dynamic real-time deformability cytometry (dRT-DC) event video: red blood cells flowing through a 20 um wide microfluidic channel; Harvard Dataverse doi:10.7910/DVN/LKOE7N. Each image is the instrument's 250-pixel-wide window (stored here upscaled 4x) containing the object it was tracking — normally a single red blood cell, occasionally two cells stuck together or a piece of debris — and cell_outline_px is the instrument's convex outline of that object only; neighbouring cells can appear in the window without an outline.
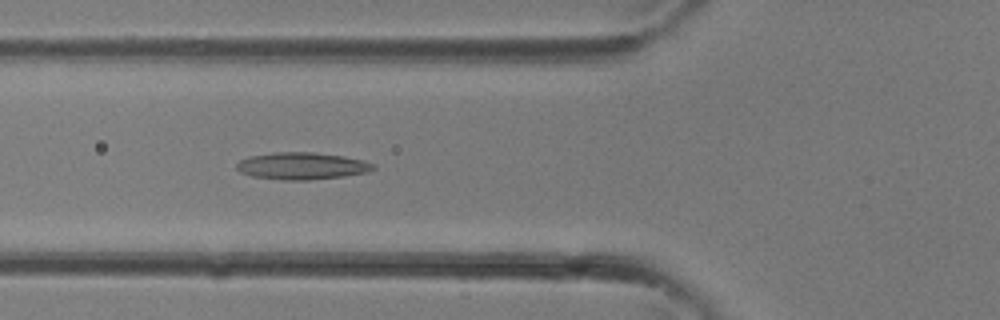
{"species": "common noctule bat (a hibernating species)", "species_latin": "Nyctalus noctula", "temperature_condition": "room temperature", "stored_images_in_passage": 12, "camera_frame_rate_fps": 3000, "um_per_image_px": 0.085, "animal": {"sex": "female"}, "frame": {"image": 1, "passage_image": 12, "time_ms": 3.667, "image_size_px": [1000, 320], "cell_outline_px": [[376, 168], [368, 172], [344, 176], [308, 180], [284, 180], [252, 176], [240, 172], [236, 168], [236, 164], [240, 160], [248, 156], [276, 152], [312, 152], [344, 156], [364, 160], [376, 164]], "centroid_in_image_um": [25.68, 14.1], "position_along_channel_um": 100.1, "area_um2": 21.68}}